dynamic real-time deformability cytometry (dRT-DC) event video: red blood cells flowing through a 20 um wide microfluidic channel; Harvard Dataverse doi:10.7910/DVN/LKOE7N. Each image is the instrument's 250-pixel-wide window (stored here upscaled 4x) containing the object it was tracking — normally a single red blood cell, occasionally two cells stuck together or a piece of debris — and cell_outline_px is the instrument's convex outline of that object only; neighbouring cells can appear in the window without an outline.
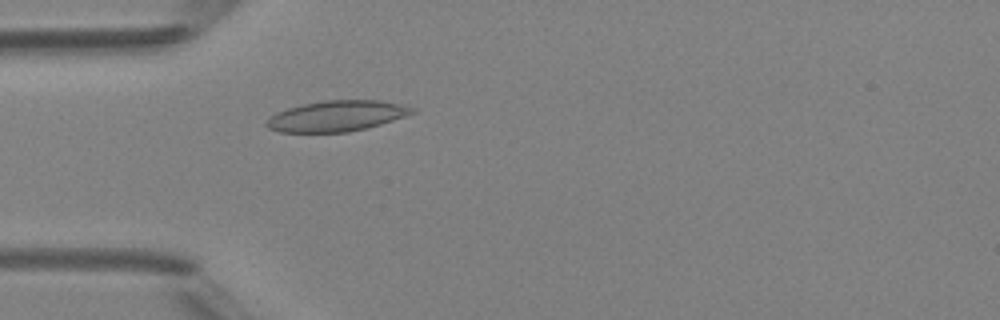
{"species": "Egyptian fruit bat (a non-hibernating species)", "species_latin": "Rousettus aegyptiacus", "temperature_condition": "room temperature", "stored_images_in_passage": 38, "camera_frame_rate_fps": 3000, "um_per_image_px": 0.085, "animal": {"sex": "female"}, "frame": {"image": 1, "passage_image": 4, "time_ms": 1.0, "image_size_px": [1000, 320], "cell_outline_px": [[416, 112], [368, 128], [348, 132], [280, 132], [268, 128], [264, 124], [276, 112], [288, 108], [304, 104], [324, 100], [380, 100], [400, 104], [416, 108]], "centroid_in_image_um": [28.63, 9.86], "position_along_channel_um": 56.4, "area_um2": 25.95}}
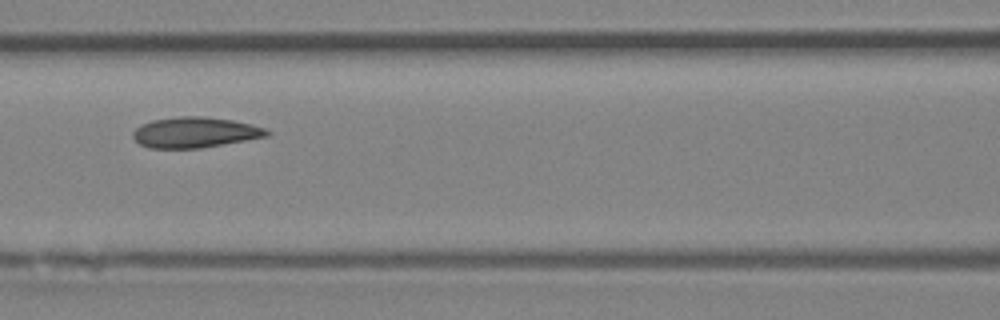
{"frame": {"image": 2, "passage_image": 11, "time_ms": 3.333, "image_size_px": [1000, 320], "cell_outline_px": [[272, 132], [268, 136], [200, 148], [148, 148], [140, 144], [132, 136], [132, 132], [140, 124], [152, 120], [176, 116], [204, 116], [232, 120], [252, 124], [264, 128]], "centroid_in_image_um": [16.55, 11.24], "position_along_channel_um": 150.0, "area_um2": 23.93}}
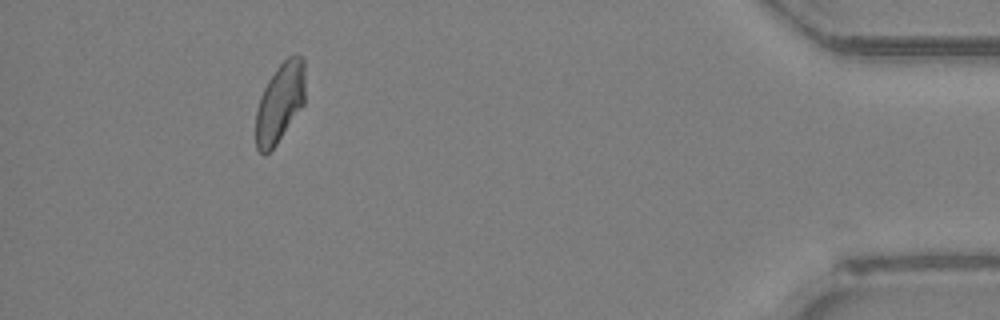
{"frame": {"image": 3, "passage_image": 34, "time_ms": 11.0, "image_size_px": [1000, 320], "cell_outline_px": [[304, 104], [276, 144], [264, 156], [256, 148], [256, 112], [260, 96], [268, 80], [276, 68], [288, 56], [304, 56]], "centroid_in_image_um": [23.78, 8.72], "position_along_channel_um": 411.4, "area_um2": 22.66}, "authors_computed_cell_mechanics": {"area_um2": 23.6113, "velocity_mm_per_s": 4.2102, "shape_relaxation_time_tau1_ms": 9.8006, "shape_relaxation_time_tau2_ms": 2.5873, "deformation_change_tau1": 0.1703, "deformation_change_tau2": 0.0792}}